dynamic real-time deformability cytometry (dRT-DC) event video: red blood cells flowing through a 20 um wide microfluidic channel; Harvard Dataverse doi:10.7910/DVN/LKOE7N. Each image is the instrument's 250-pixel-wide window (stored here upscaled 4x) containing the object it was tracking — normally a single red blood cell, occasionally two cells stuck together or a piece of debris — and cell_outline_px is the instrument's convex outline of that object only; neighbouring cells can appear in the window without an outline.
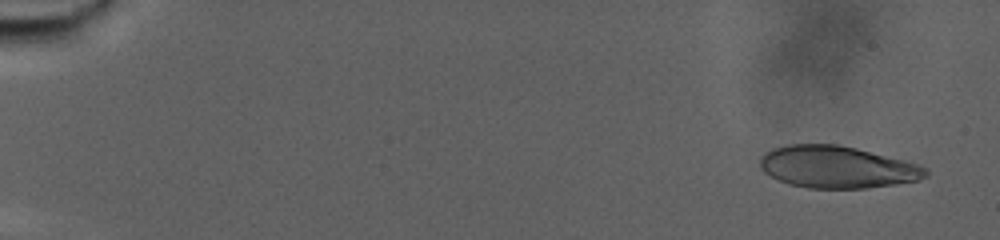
{"species": "human", "species_latin": "Homo sapiens", "temperature_condition": "warm", "stored_images_in_passage": 38, "camera_frame_rate_fps": 3000, "um_per_image_px": 0.085, "donor": {"sex": "male"}, "frame": {"image": 1, "passage_image": 2, "time_ms": 0.333, "image_size_px": [1000, 240], "cell_outline_px": [[928, 176], [916, 180], [868, 188], [808, 188], [788, 184], [764, 172], [760, 168], [760, 156], [772, 148], [788, 144], [836, 144], [856, 148], [904, 160], [928, 168]], "centroid_in_image_um": [71.13, 14.19], "position_along_channel_um": 13.9, "area_um2": 40.46}}
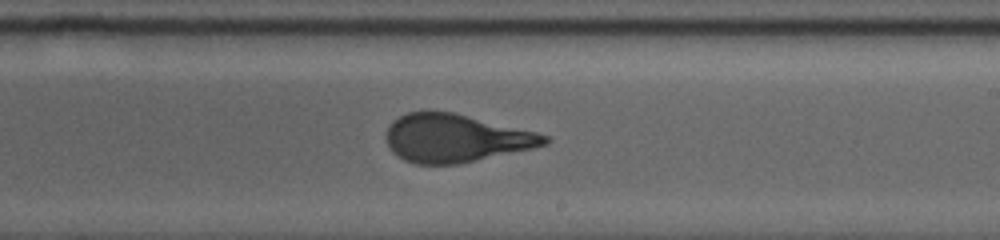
{"frame": {"image": 2, "passage_image": 21, "time_ms": 6.667, "image_size_px": [1000, 240], "cell_outline_px": [[552, 140], [548, 144], [532, 148], [460, 164], [416, 164], [404, 160], [396, 156], [392, 152], [384, 136], [388, 124], [392, 120], [408, 112], [456, 112], [536, 132], [548, 136]], "centroid_in_image_um": [38.7, 11.75], "position_along_channel_um": 250.3, "area_um2": 44.56}}
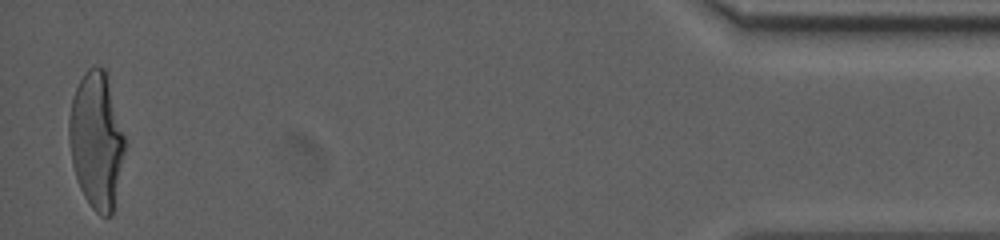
{"frame": {"image": 3, "passage_image": 38, "time_ms": 12.333, "image_size_px": [1000, 240], "cell_outline_px": [[128, 144], [112, 216], [100, 216], [92, 208], [84, 196], [80, 188], [72, 164], [68, 140], [68, 116], [72, 96], [84, 72], [88, 68], [96, 64], [104, 68]], "centroid_in_image_um": [8.21, 11.95], "position_along_channel_um": 427.0, "area_um2": 45.2}, "authors_computed_cell_mechanics": {"area_um2": 44.2748, "velocity_mm_per_s": 3.9309, "shape_relaxation_time_tau1_ms": 3.1063, "shape_relaxation_time_tau2_ms": null, "deformation_change_tau1": 0.2024, "deformation_change_tau2": null}}